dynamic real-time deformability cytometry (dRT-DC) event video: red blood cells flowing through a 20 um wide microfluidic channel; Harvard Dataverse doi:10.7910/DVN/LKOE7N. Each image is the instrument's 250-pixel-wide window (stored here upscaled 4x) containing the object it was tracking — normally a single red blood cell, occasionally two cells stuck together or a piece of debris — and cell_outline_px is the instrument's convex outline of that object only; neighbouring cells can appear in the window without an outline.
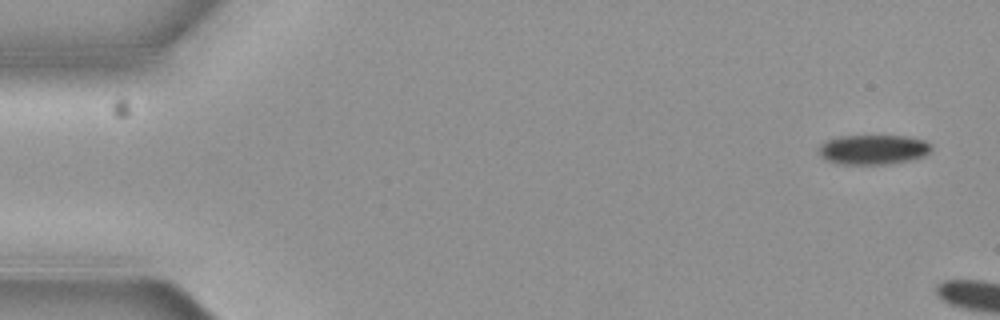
{"species": "common noctule bat (a hibernating species)", "species_latin": "Nyctalus noctula", "temperature_condition": "cold", "stored_images_in_passage": 4, "camera_frame_rate_fps": 3000, "um_per_image_px": 0.085, "animal": {"sex": "female", "body_mass_g": 19.3, "forearm_length_mm": 54.1}, "frame": {"image": 1, "passage_image": 1, "time_ms": 0.0, "image_size_px": [1000, 320], "cell_outline_px": [[932, 148], [928, 152], [920, 156], [908, 160], [888, 164], [836, 164], [820, 156], [820, 144], [828, 140], [840, 136], [904, 136], [924, 140]], "centroid_in_image_um": [74.17, 12.71], "position_along_channel_um": 10.8, "area_um2": 19.13}}